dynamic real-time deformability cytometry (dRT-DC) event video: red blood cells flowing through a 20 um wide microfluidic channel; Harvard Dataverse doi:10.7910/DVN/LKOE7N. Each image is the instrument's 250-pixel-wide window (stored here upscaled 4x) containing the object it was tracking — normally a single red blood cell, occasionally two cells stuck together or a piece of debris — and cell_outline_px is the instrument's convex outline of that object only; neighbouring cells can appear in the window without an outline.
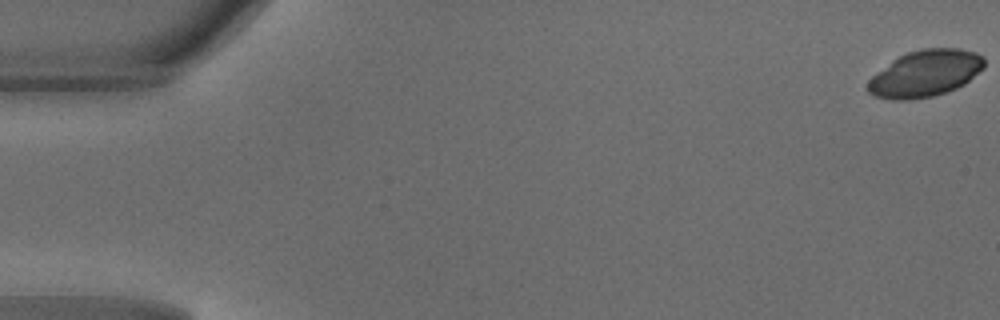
{"species": "common noctule bat (a hibernating species)", "species_latin": "Nyctalus noctula", "temperature_condition": "warm", "stored_images_in_passage": 49, "camera_frame_rate_fps": 3000, "um_per_image_px": 0.085, "animal": {"sex": "male", "body_mass_g": 18.8}, "frame": {"image": 1, "passage_image": 1, "time_ms": 0.0, "image_size_px": [1000, 320], "cell_outline_px": [[984, 68], [964, 84], [956, 88], [932, 96], [908, 100], [892, 100], [876, 96], [868, 92], [868, 80], [872, 76], [892, 60], [908, 52], [920, 48], [960, 48], [976, 52], [984, 56]], "centroid_in_image_um": [78.66, 6.23], "position_along_channel_um": 6.3, "area_um2": 31.56}}